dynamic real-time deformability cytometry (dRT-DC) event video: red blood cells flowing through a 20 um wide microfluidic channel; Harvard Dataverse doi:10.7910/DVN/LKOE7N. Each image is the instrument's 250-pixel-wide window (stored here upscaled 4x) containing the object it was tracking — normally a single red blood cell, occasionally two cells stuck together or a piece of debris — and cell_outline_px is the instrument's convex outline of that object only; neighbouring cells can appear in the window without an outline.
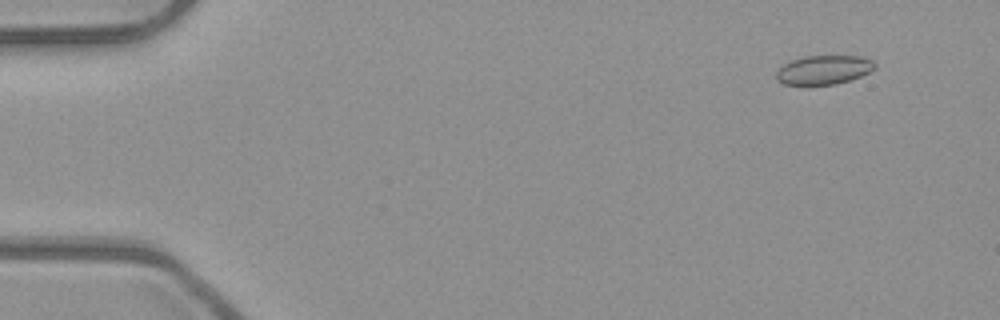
{"species": "common noctule bat (a hibernating species)", "species_latin": "Nyctalus noctula", "temperature_condition": "room temperature", "stored_images_in_passage": 50, "camera_frame_rate_fps": 3000, "um_per_image_px": 0.085, "animal": {"sex": "male", "body_mass_g": 23.1, "forearm_length_mm": 52.7}, "frame": {"image": 1, "passage_image": 2, "time_ms": 0.333, "image_size_px": [1000, 320], "cell_outline_px": [[876, 68], [860, 76], [836, 84], [808, 88], [784, 84], [776, 80], [776, 72], [784, 64], [792, 60], [804, 56], [860, 56], [872, 60], [876, 64]], "centroid_in_image_um": [69.97, 5.98], "position_along_channel_um": 15.0, "area_um2": 17.22}}
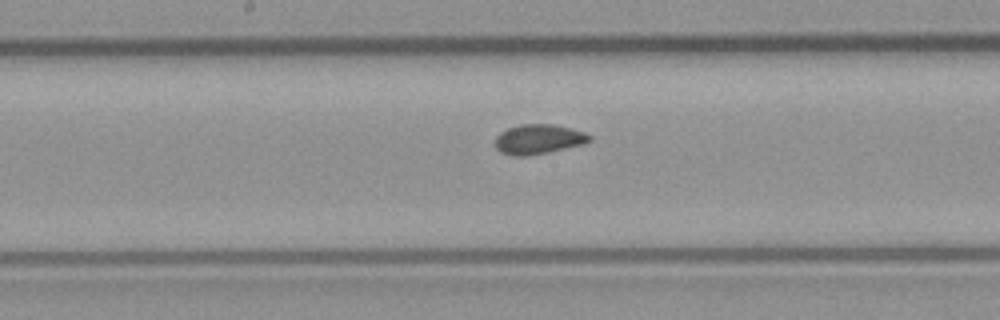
{"frame": {"image": 2, "passage_image": 25, "time_ms": 8.0, "image_size_px": [1000, 320], "cell_outline_px": [[592, 140], [584, 144], [548, 152], [528, 156], [512, 156], [500, 152], [496, 148], [496, 136], [500, 132], [508, 128], [520, 124], [552, 124], [584, 132], [592, 136]], "centroid_in_image_um": [45.76, 11.84], "position_along_channel_um": 202.4, "area_um2": 16.36}}
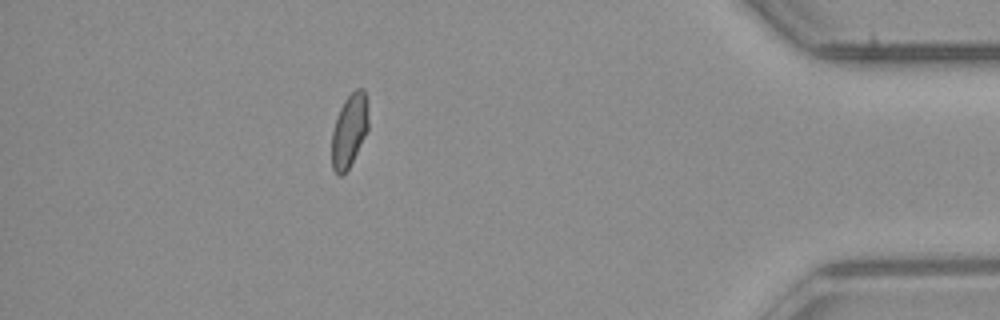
{"frame": {"image": 3, "passage_image": 44, "time_ms": 14.333, "image_size_px": [1000, 320], "cell_outline_px": [[368, 128], [348, 168], [340, 176], [332, 168], [332, 132], [340, 108], [344, 100], [356, 88], [364, 88], [368, 116]], "centroid_in_image_um": [29.68, 11.06], "position_along_channel_um": 405.5, "area_um2": 15.14}, "authors_computed_cell_mechanics": {"area_um2": 16.5019, "velocity_mm_per_s": 3.9811, "shape_relaxation_time_tau1_ms": null, "shape_relaxation_time_tau2_ms": 1.4433, "deformation_change_tau1": null, "deformation_change_tau2": 0.0441}}